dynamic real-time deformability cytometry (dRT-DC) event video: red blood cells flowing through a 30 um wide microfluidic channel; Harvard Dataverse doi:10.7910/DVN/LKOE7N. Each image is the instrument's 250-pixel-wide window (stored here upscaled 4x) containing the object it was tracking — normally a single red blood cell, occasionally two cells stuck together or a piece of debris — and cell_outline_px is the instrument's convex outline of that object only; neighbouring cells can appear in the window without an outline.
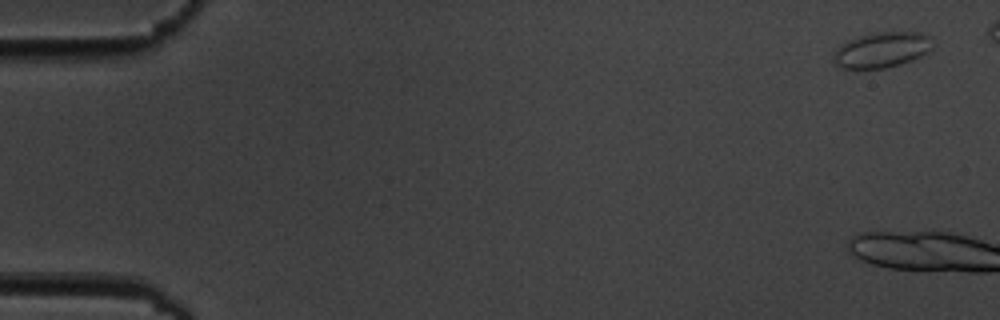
{"species": "common noctule bat (a hibernating species)", "species_latin": "Nyctalus noctula", "temperature_condition": "cold", "stored_images_in_passage": 8, "camera_frame_rate_fps": 3000, "um_per_image_px": 0.085, "animal": {"sex": "male", "body_mass_g": 19.5, "forearm_length_mm": 54.6}, "frame": {"image": 1, "passage_image": 1, "time_ms": 0.0, "image_size_px": [1000, 320], "cell_outline_px": [[932, 48], [928, 52], [912, 60], [900, 64], [884, 68], [840, 68], [832, 60], [832, 56], [836, 48], [844, 40], [872, 32], [920, 32], [928, 36]], "centroid_in_image_um": [74.88, 4.23], "position_along_channel_um": 10.1, "area_um2": 20.63}}